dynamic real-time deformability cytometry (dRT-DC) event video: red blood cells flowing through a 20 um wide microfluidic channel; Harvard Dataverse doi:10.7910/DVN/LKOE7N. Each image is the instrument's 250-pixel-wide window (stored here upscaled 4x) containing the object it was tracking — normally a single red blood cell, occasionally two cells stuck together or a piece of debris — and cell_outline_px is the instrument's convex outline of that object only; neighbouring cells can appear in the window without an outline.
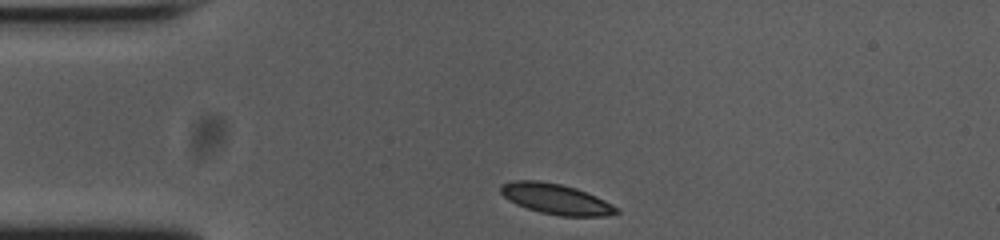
{"species": "common noctule bat (a hibernating species)", "species_latin": "Nyctalus noctula", "temperature_condition": "cold", "stored_images_in_passage": 34, "camera_frame_rate_fps": 3000, "um_per_image_px": 0.085, "animal": {"sex": "female", "body_mass_g": 23.0, "forearm_length_mm": 53.4}, "frame": {"image": 1, "passage_image": 1, "time_ms": 0.0, "image_size_px": [1000, 240], "cell_outline_px": [[620, 212], [608, 216], [560, 216], [540, 212], [516, 204], [508, 200], [500, 192], [500, 184], [512, 180], [540, 180], [560, 184], [576, 188], [596, 196], [620, 208]], "centroid_in_image_um": [47.26, 16.91], "position_along_channel_um": 37.7, "area_um2": 20.69}}
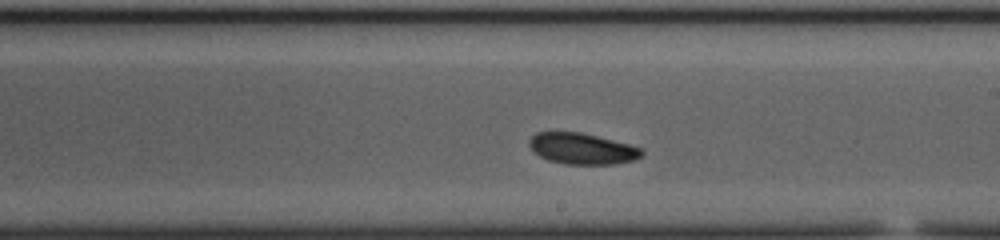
{"frame": {"image": 2, "passage_image": 20, "time_ms": 6.333, "image_size_px": [1000, 240], "cell_outline_px": [[644, 152], [636, 160], [612, 164], [564, 164], [548, 160], [540, 156], [528, 144], [528, 140], [536, 132], [580, 132], [628, 144], [640, 148]], "centroid_in_image_um": [49.46, 12.64], "position_along_channel_um": 239.5, "area_um2": 20.17}}
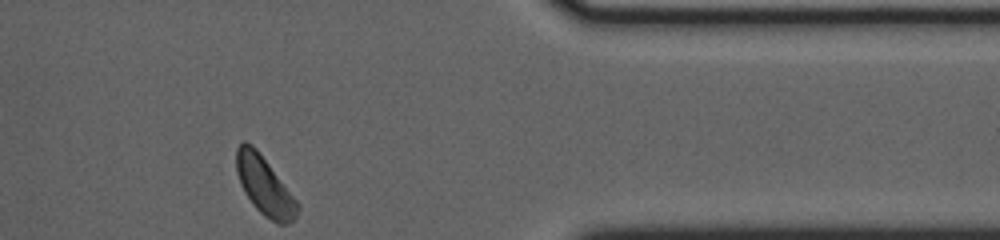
{"frame": {"image": 3, "passage_image": 34, "time_ms": 11.0, "image_size_px": [1000, 240], "cell_outline_px": [[300, 208], [296, 216], [288, 224], [276, 224], [264, 216], [252, 204], [244, 192], [240, 184], [236, 172], [236, 148], [244, 140], [252, 144], [256, 148], [300, 204]], "centroid_in_image_um": [22.48, 15.81], "position_along_channel_um": 388.9, "area_um2": 20.87}, "authors_computed_cell_mechanics": {"area_um2": 20.7502, "velocity_mm_per_s": 3.6897, "shape_relaxation_time_tau1_ms": 0.9098, "shape_relaxation_time_tau2_ms": null, "deformation_change_tau1": 0.0837, "deformation_change_tau2": null}}